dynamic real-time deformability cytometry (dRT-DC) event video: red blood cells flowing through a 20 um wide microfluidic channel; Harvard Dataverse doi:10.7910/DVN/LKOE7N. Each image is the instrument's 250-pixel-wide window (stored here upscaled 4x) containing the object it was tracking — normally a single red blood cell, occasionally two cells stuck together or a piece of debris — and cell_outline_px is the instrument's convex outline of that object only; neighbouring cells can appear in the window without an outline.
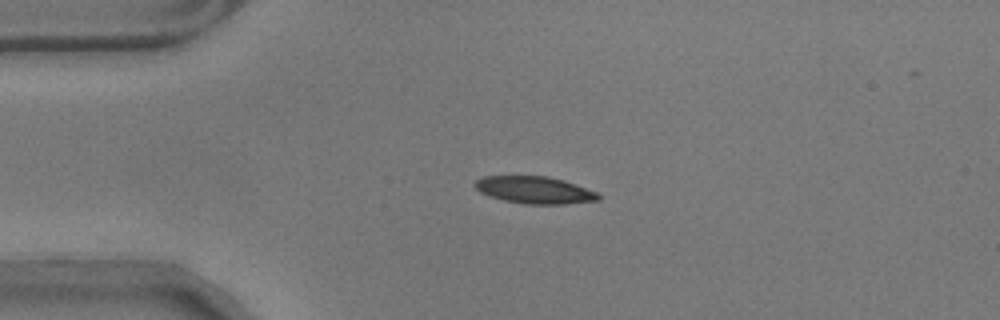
{"species": "common noctule bat (a hibernating species)", "species_latin": "Nyctalus noctula", "temperature_condition": "warm", "stored_images_in_passage": 45, "camera_frame_rate_fps": 3000, "um_per_image_px": 0.085, "animal": {"sex": "male", "body_mass_g": 17.9}, "frame": {"image": 1, "passage_image": 1, "time_ms": 0.0, "image_size_px": [1000, 320], "cell_outline_px": [[600, 200], [564, 204], [524, 204], [504, 200], [480, 192], [476, 188], [476, 180], [484, 176], [548, 176], [564, 180], [576, 184], [596, 192], [600, 196]], "centroid_in_image_um": [45.47, 16.15], "position_along_channel_um": 39.5, "area_um2": 19.36}}
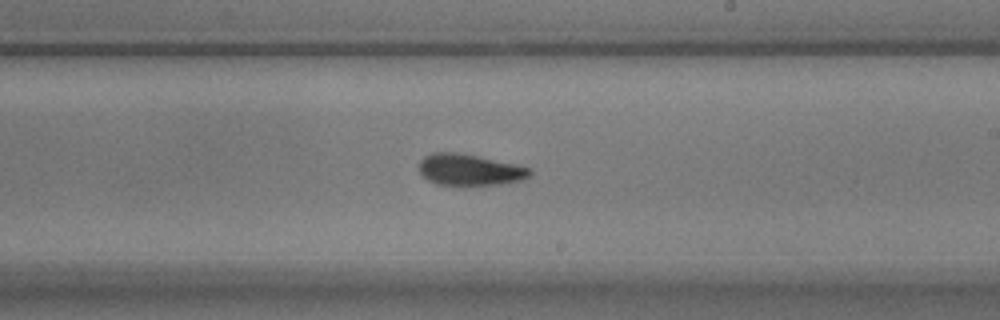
{"frame": {"image": 2, "passage_image": 21, "time_ms": 6.667, "image_size_px": [1000, 320], "cell_outline_px": [[532, 172], [528, 176], [520, 180], [500, 184], [436, 184], [428, 180], [420, 172], [420, 160], [424, 156], [432, 152], [456, 152], [476, 156], [532, 168]], "centroid_in_image_um": [39.89, 14.41], "position_along_channel_um": 249.1, "area_um2": 19.77}}
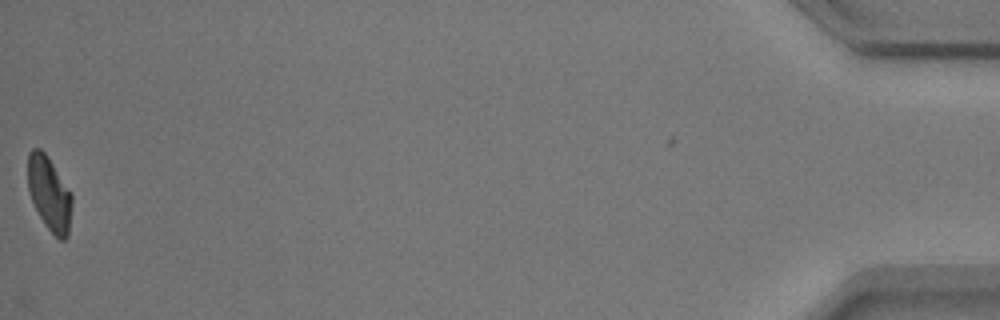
{"frame": {"image": 3, "passage_image": 45, "time_ms": 14.667, "image_size_px": [1000, 320], "cell_outline_px": [[72, 204], [68, 236], [64, 240], [60, 240], [44, 224], [28, 192], [28, 152], [32, 148], [40, 148], [48, 156], [72, 192]], "centroid_in_image_um": [4.2, 16.43], "position_along_channel_um": 431.0, "area_um2": 19.19}, "authors_computed_cell_mechanics": {"area_um2": 20.0566, "velocity_mm_per_s": 3.5173, "shape_relaxation_time_tau1_ms": 7.3264, "shape_relaxation_time_tau2_ms": 3.8083, "deformation_change_tau1": 0.2081, "deformation_change_tau2": 0.1025}}